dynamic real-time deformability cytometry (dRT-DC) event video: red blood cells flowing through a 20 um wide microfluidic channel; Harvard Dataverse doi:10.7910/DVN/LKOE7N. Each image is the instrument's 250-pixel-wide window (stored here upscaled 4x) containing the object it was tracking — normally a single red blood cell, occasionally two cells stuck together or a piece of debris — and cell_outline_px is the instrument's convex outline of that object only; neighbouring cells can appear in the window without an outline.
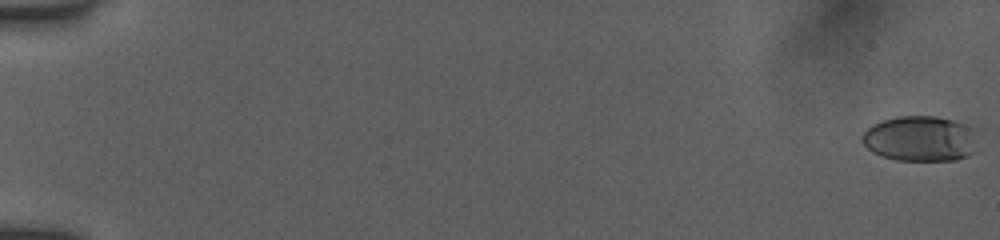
{"species": "human", "species_latin": "Homo sapiens", "temperature_condition": "room temperature", "stored_images_in_passage": 55, "camera_frame_rate_fps": 3000, "um_per_image_px": 0.085, "donor": {"sex": "female"}, "frame": {"image": 1, "passage_image": 1, "time_ms": 0.0, "image_size_px": [1000, 240], "cell_outline_px": [[980, 128], [976, 152], [968, 156], [956, 160], [896, 160], [880, 156], [872, 152], [860, 140], [860, 136], [872, 124], [896, 116], [936, 116], [952, 120]], "centroid_in_image_um": [78.31, 11.78], "position_along_channel_um": 6.7, "area_um2": 31.5}}
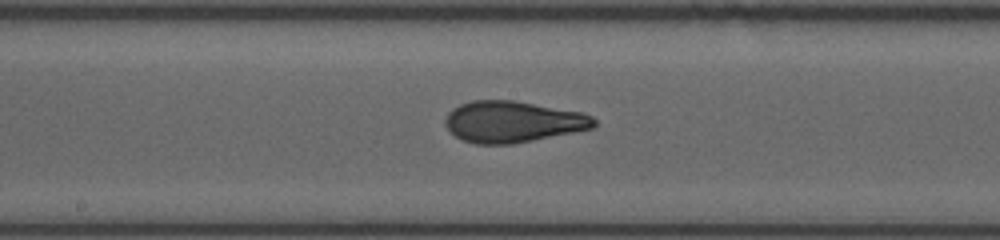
{"frame": {"image": 2, "passage_image": 31, "time_ms": 10.0, "image_size_px": [1000, 240], "cell_outline_px": [[596, 124], [592, 128], [512, 144], [476, 144], [460, 140], [444, 124], [444, 120], [448, 112], [452, 108], [460, 104], [472, 100], [512, 100], [580, 112], [592, 116], [596, 120]], "centroid_in_image_um": [43.53, 10.35], "position_along_channel_um": 204.7, "area_um2": 35.6}}
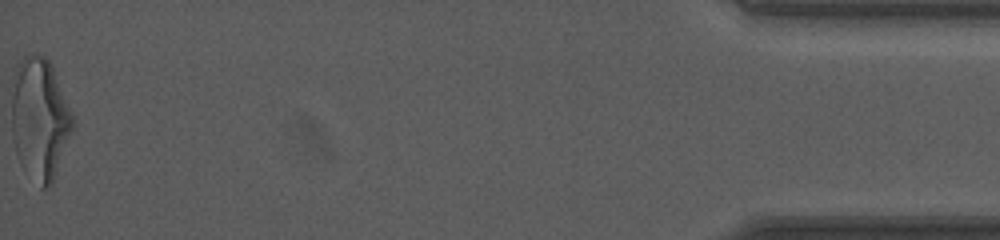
{"frame": {"image": 3, "passage_image": 55, "time_ms": 18.0, "image_size_px": [1000, 240], "cell_outline_px": [[76, 124], [52, 184], [48, 188], [40, 188], [20, 164], [16, 152], [12, 136], [12, 76], [20, 60], [28, 52], [32, 52], [44, 56], [52, 64], [72, 112]], "centroid_in_image_um": [3.39, 10.08], "position_along_channel_um": 431.8, "area_um2": 44.16}, "authors_computed_cell_mechanics": {"area_um2": 35.0846, "velocity_mm_per_s": 3.9442, "shape_relaxation_time_tau1_ms": 4.802, "shape_relaxation_time_tau2_ms": 1.2825, "deformation_change_tau1": 0.187, "deformation_change_tau2": 0.0931}}